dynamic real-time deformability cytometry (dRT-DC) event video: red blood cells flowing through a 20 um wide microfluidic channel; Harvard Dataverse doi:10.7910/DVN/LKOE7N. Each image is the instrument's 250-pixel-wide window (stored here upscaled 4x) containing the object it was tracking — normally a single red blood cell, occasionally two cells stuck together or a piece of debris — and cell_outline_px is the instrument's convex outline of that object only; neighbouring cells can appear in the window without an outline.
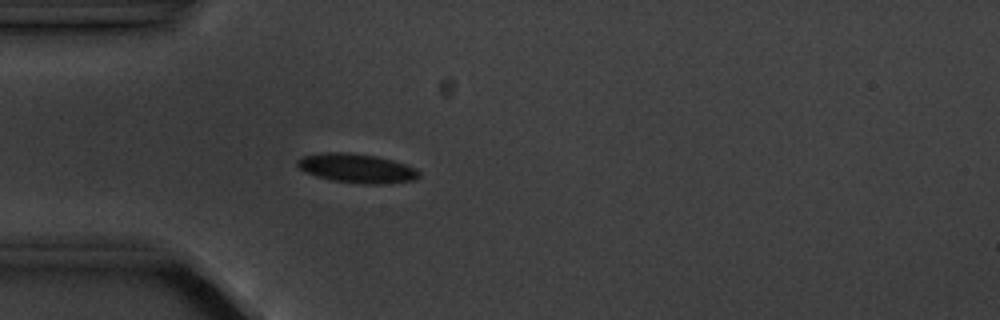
{"species": "common noctule bat (a hibernating species)", "species_latin": "Nyctalus noctula", "temperature_condition": "cold", "stored_images_in_passage": 4, "camera_frame_rate_fps": 3000, "um_per_image_px": 0.085, "animal": {"sex": "male", "body_mass_g": 20.1, "forearm_length_mm": 53.5}, "frame": {"image": 1, "passage_image": 4, "time_ms": 3.333, "image_size_px": [1000, 320], "cell_outline_px": [[420, 176], [416, 180], [380, 184], [364, 184], [332, 180], [316, 176], [304, 172], [296, 164], [296, 160], [300, 156], [324, 152], [348, 152], [376, 156], [392, 160], [416, 168], [420, 172]], "centroid_in_image_um": [30.3, 14.3], "position_along_channel_um": 54.7, "area_um2": 20.81}}